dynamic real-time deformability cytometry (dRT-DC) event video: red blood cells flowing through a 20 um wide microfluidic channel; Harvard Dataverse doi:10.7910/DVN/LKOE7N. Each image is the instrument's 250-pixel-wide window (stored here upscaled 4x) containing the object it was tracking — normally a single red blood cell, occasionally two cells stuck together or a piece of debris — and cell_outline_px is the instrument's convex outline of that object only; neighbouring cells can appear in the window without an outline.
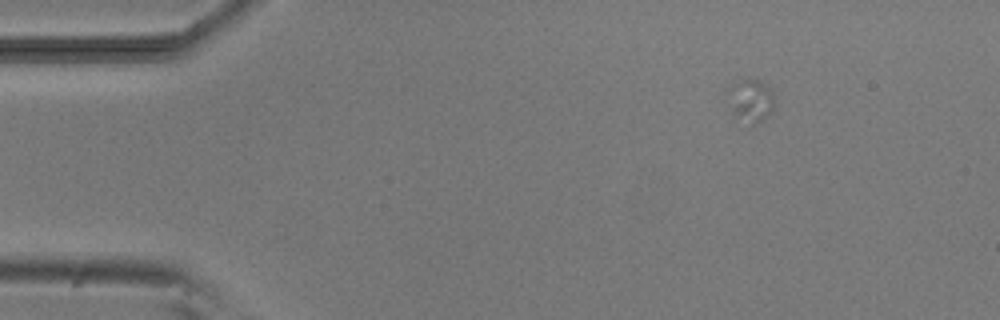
{"species": "common noctule bat (a hibernating species)", "species_latin": "Nyctalus noctula", "temperature_condition": "room temperature", "stored_images_in_passage": 6, "camera_frame_rate_fps": 3000, "um_per_image_px": 0.085, "animal": {"sex": "male", "body_mass_g": 20.5, "forearm_length_mm": 52.5}, "frame": {"image": 1, "passage_image": 6, "time_ms": 6.667, "image_size_px": [1000, 320], "cell_outline_px": [[772, 112], [760, 120], [752, 124], [736, 116], [732, 112], [736, 84], [740, 80], [748, 76], [752, 76], [760, 80], [772, 88]], "centroid_in_image_um": [63.95, 8.49], "position_along_channel_um": 21.1, "area_um2": 10.58}}